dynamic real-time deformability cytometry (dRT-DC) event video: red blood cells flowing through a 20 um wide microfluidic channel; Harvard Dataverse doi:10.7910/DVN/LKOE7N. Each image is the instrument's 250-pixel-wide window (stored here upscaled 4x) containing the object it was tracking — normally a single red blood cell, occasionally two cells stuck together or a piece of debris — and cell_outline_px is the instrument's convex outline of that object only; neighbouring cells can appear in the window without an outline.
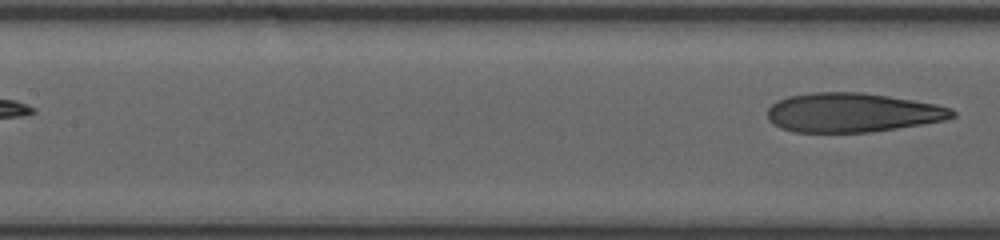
{"species": "human", "species_latin": "Homo sapiens", "temperature_condition": "room temperature", "stored_images_in_passage": 6, "segment_of_instrument_passage": [2, 2], "camera_frame_rate_fps": 3000, "um_per_image_px": 0.085, "donor": {"sex": "female"}, "frame": {"image": 1, "passage_image": 6, "time_ms": 5.667, "image_size_px": [1000, 240], "cell_outline_px": [[956, 116], [944, 120], [872, 132], [796, 132], [780, 128], [772, 124], [768, 120], [768, 108], [776, 100], [788, 96], [812, 92], [860, 92], [888, 96], [936, 104], [952, 108], [956, 112]], "centroid_in_image_um": [72.42, 9.56], "position_along_channel_um": 135.0, "area_um2": 42.25}}